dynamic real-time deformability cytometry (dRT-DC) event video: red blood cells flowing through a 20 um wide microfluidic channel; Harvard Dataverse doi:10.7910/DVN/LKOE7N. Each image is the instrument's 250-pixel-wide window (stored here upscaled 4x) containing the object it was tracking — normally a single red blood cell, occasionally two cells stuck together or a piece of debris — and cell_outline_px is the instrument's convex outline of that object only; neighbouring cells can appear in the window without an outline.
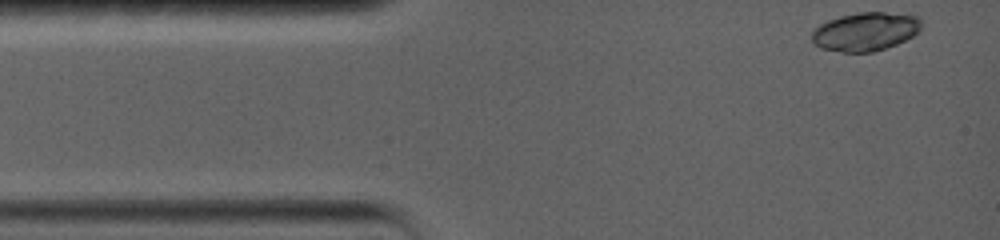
{"species": "common noctule bat (a hibernating species)", "species_latin": "Nyctalus noctula", "temperature_condition": "warm", "stored_images_in_passage": 6, "camera_frame_rate_fps": 5000, "um_per_image_px": 0.085, "animal": {"sex": "female", "body_mass_g": 19.0, "forearm_length_mm": 56.7}, "frame": {"image": 1, "passage_image": 1, "time_ms": 0.0, "image_size_px": [1000, 240], "cell_outline_px": [[920, 32], [896, 44], [872, 52], [840, 52], [820, 48], [812, 44], [812, 28], [828, 20], [840, 16], [860, 12], [884, 12], [920, 16]], "centroid_in_image_um": [73.52, 2.68], "position_along_channel_um": 11.5, "area_um2": 24.74}}
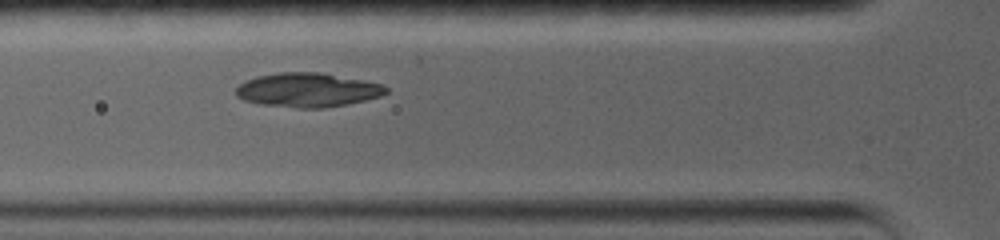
{"frame": {"image": 2, "passage_image": 5, "time_ms": 4.2, "image_size_px": [1000, 240], "cell_outline_px": [[388, 92], [380, 96], [348, 104], [324, 108], [296, 108], [260, 104], [244, 100], [236, 96], [236, 88], [240, 84], [256, 76], [280, 72], [316, 72], [364, 80], [380, 84], [388, 88]], "centroid_in_image_um": [26.13, 7.65], "position_along_channel_um": 99.7, "area_um2": 29.71}}
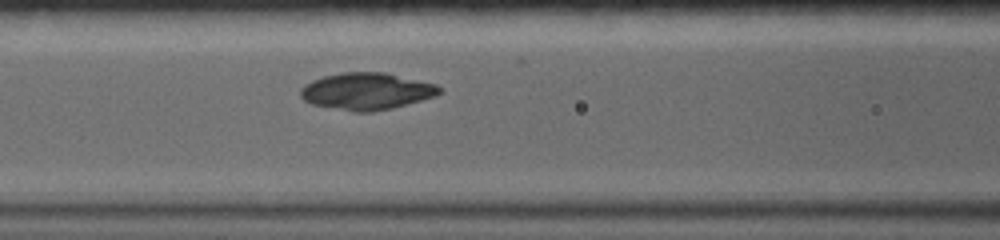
{"frame": {"image": 3, "passage_image": 6, "time_ms": 5.2, "image_size_px": [1000, 240], "cell_outline_px": [[440, 92], [436, 96], [392, 108], [372, 112], [352, 112], [312, 104], [304, 100], [300, 96], [300, 88], [304, 84], [312, 80], [324, 76], [340, 72], [384, 72], [436, 84], [440, 88]], "centroid_in_image_um": [31.12, 7.76], "position_along_channel_um": 135.5, "area_um2": 29.94}}